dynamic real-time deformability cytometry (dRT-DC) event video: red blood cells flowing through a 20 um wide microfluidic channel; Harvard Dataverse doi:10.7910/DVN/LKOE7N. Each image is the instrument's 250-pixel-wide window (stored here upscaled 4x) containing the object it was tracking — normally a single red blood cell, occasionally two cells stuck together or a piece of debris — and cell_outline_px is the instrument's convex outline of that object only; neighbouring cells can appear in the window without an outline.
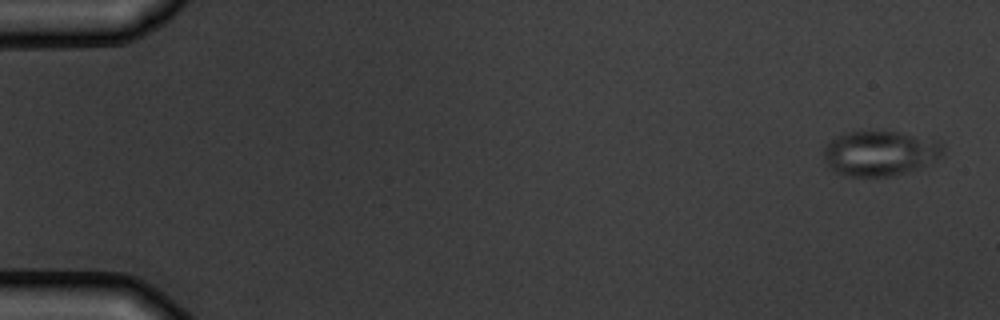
{"species": "common noctule bat (a hibernating species)", "species_latin": "Nyctalus noctula", "temperature_condition": "warm", "stored_images_in_passage": 6, "camera_frame_rate_fps": 3000, "um_per_image_px": 0.085, "animal": {"sex": "male", "body_mass_g": 19.5, "forearm_length_mm": 54.6}, "frame": {"image": 1, "passage_image": 1, "time_ms": 0.0, "image_size_px": [1000, 320], "cell_outline_px": [[944, 152], [940, 156], [908, 172], [888, 176], [848, 176], [836, 172], [824, 160], [824, 148], [836, 136], [844, 132], [896, 132], [940, 140], [944, 144]], "centroid_in_image_um": [74.8, 13.02], "position_along_channel_um": 10.2, "area_um2": 30.87}}